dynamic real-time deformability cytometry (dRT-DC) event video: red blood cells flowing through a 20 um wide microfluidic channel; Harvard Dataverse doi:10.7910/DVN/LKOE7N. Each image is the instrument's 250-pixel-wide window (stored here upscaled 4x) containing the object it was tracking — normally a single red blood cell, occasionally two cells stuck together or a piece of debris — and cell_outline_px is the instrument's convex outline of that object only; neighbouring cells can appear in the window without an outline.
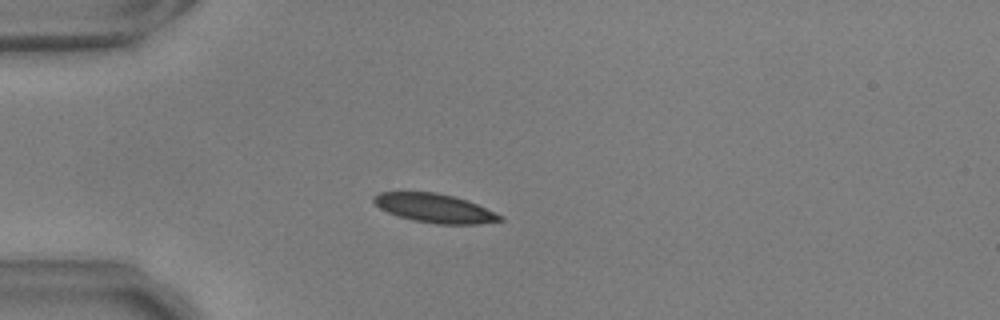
{"species": "common noctule bat (a hibernating species)", "species_latin": "Nyctalus noctula", "temperature_condition": "warm", "stored_images_in_passage": 41, "camera_frame_rate_fps": 3000, "um_per_image_px": 0.085, "animal": {"sex": "male", "body_mass_g": 17.9, "forearm_length_mm": 54.2}, "frame": {"image": 1, "passage_image": 1, "time_ms": 0.0, "image_size_px": [1000, 320], "cell_outline_px": [[504, 220], [480, 224], [436, 224], [412, 220], [388, 212], [380, 208], [372, 200], [372, 196], [380, 192], [436, 192], [468, 200], [504, 216]], "centroid_in_image_um": [36.97, 17.7], "position_along_channel_um": 48.0, "area_um2": 21.27}}
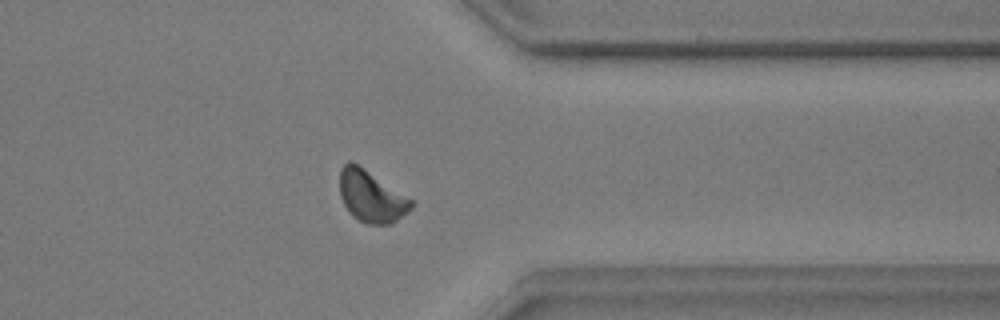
{"frame": {"image": 2, "passage_image": 30, "time_ms": 9.667, "image_size_px": [1000, 320], "cell_outline_px": [[416, 204], [408, 212], [392, 224], [368, 224], [352, 216], [348, 212], [340, 196], [340, 168], [348, 160], [352, 160], [360, 164], [412, 200]], "centroid_in_image_um": [31.55, 16.67], "position_along_channel_um": 379.9, "area_um2": 21.79}}
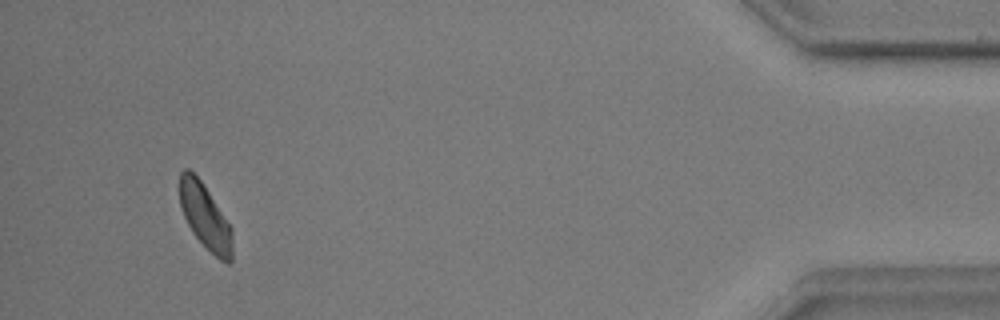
{"frame": {"image": 3, "passage_image": 38, "time_ms": 12.333, "image_size_px": [1000, 320], "cell_outline_px": [[232, 260], [228, 264], [220, 260], [192, 232], [184, 216], [180, 204], [180, 172], [184, 168], [188, 168], [200, 180], [232, 228]], "centroid_in_image_um": [17.44, 18.42], "position_along_channel_um": 417.8, "area_um2": 19.48}, "authors_computed_cell_mechanics": {"area_um2": 21.4438, "velocity_mm_per_s": 3.6712, "shape_relaxation_time_tau1_ms": 2.969, "shape_relaxation_time_tau2_ms": 8.0567, "deformation_change_tau1": 0.0977, "deformation_change_tau2": 0.1036}}